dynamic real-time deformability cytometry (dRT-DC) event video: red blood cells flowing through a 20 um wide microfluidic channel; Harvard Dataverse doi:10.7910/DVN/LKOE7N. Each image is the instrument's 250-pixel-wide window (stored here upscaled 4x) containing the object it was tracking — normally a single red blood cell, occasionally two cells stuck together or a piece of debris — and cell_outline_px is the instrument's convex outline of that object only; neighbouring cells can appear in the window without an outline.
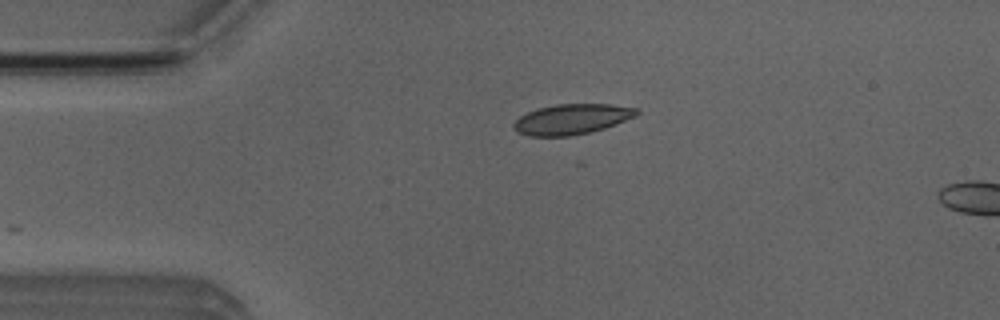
{"species": "Egyptian fruit bat (a non-hibernating species)", "species_latin": "Rousettus aegyptiacus", "temperature_condition": "room temperature", "stored_images_in_passage": 4, "camera_frame_rate_fps": 3000, "um_per_image_px": 0.085, "animal": {"sex": "male"}, "frame": {"image": 1, "passage_image": 1, "time_ms": 0.0, "image_size_px": [1000, 320], "cell_outline_px": [[640, 112], [636, 116], [616, 124], [604, 128], [588, 132], [568, 136], [528, 136], [516, 132], [512, 128], [512, 124], [520, 116], [536, 108], [556, 104], [608, 104], [640, 108]], "centroid_in_image_um": [48.59, 10.12], "position_along_channel_um": 36.4, "area_um2": 21.85}}